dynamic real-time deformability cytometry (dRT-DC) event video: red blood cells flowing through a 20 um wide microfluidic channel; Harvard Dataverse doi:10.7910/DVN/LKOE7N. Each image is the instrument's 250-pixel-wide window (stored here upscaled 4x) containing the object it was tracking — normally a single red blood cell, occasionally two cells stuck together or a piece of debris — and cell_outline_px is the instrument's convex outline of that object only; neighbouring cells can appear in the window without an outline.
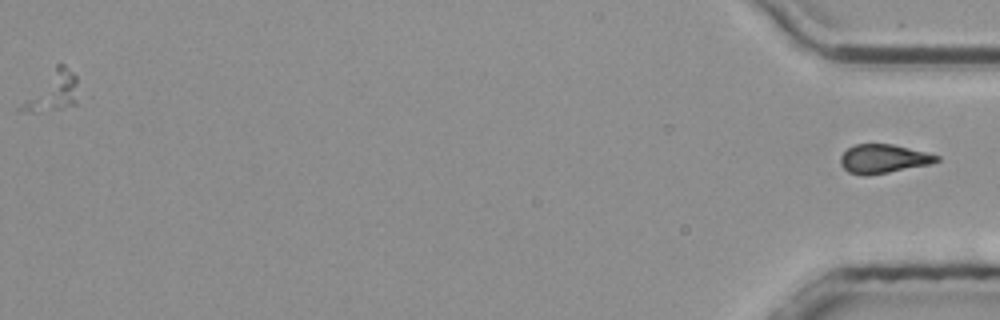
{"species": "common noctule bat (a hibernating species)", "species_latin": "Nyctalus noctula", "temperature_condition": "room temperature", "stored_images_in_passage": 40, "segment_of_instrument_passage": [3, 3], "camera_frame_rate_fps": 3000, "um_per_image_px": 0.085, "animal": {"sex": "male", "body_mass_g": 20.4}, "frame": {"image": 1, "passage_image": 40, "time_ms": 13.0, "image_size_px": [1000, 320], "cell_outline_px": [[940, 160], [932, 164], [868, 176], [860, 176], [848, 172], [840, 164], [840, 156], [848, 148], [856, 144], [892, 144], [940, 156]], "centroid_in_image_um": [75.07, 13.51], "position_along_channel_um": 360.1, "area_um2": 16.24}}